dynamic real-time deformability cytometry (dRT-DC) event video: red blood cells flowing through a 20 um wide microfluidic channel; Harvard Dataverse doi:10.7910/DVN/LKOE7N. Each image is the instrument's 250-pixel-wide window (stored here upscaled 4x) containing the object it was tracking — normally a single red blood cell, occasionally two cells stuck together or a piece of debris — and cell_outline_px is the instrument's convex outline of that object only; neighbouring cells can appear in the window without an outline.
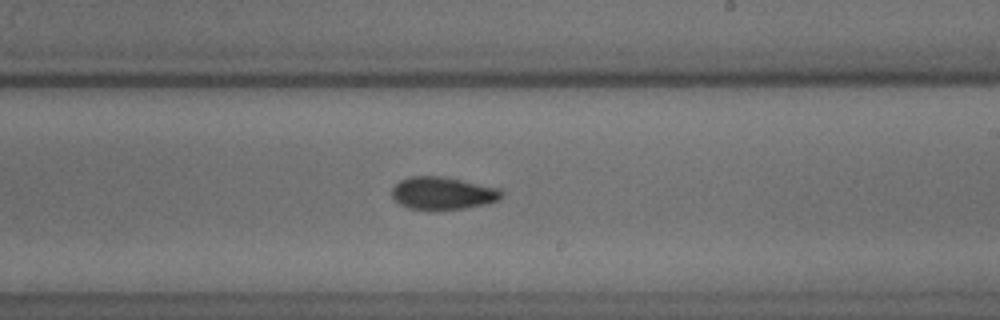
{"species": "common noctule bat (a hibernating species)", "species_latin": "Nyctalus noctula", "temperature_condition": "cold", "stored_images_in_passage": 43, "camera_frame_rate_fps": 3000, "um_per_image_px": 0.085, "animal": {"sex": "male", "body_mass_g": 18.8}, "frame": {"image": 1, "passage_image": 31, "time_ms": 10.0, "image_size_px": [1000, 320], "cell_outline_px": [[504, 192], [500, 200], [488, 204], [464, 208], [408, 208], [392, 200], [392, 188], [400, 180], [408, 176], [440, 176], [500, 188]], "centroid_in_image_um": [37.64, 16.4], "position_along_channel_um": 251.4, "area_um2": 20.63}}
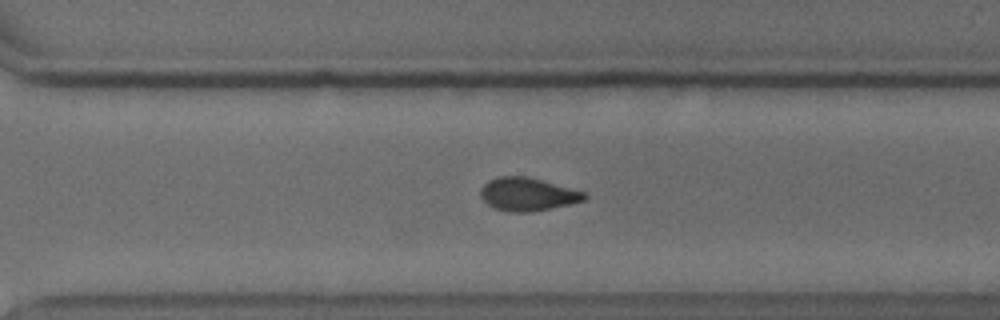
{"frame": {"image": 2, "passage_image": 37, "time_ms": 12.0, "image_size_px": [1000, 320], "cell_outline_px": [[588, 196], [584, 200], [568, 204], [532, 212], [508, 212], [496, 208], [488, 204], [480, 196], [480, 188], [488, 180], [496, 176], [524, 176], [588, 192]], "centroid_in_image_um": [44.84, 16.51], "position_along_channel_um": 325.8, "area_um2": 20.0}}